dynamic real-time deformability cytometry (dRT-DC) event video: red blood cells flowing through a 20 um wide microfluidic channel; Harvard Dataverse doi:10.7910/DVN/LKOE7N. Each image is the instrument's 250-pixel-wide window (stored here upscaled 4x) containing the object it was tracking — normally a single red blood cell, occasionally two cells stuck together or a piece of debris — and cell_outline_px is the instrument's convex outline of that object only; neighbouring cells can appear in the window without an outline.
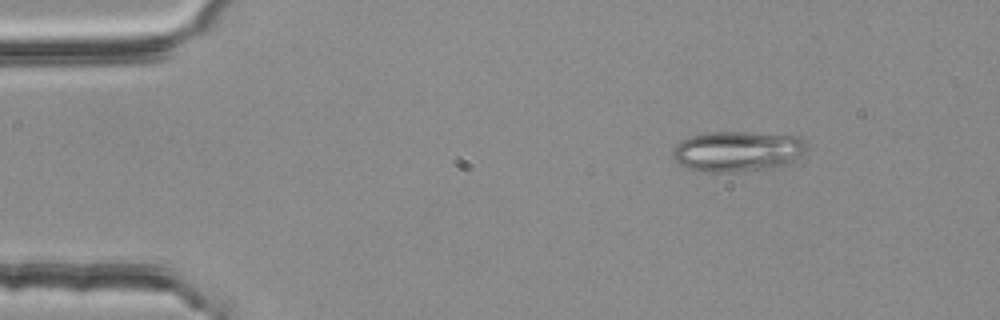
{"species": "common noctule bat (a hibernating species)", "species_latin": "Nyctalus noctula", "temperature_condition": "room temperature", "stored_images_in_passage": 3, "camera_frame_rate_fps": 3000, "um_per_image_px": 0.085, "animal": {"sex": "female", "body_mass_g": 25.1}, "frame": {"image": 1, "passage_image": 1, "time_ms": 0.0, "image_size_px": [1000, 320], "cell_outline_px": [[804, 152], [800, 156], [780, 168], [736, 172], [704, 172], [684, 168], [672, 156], [672, 148], [680, 140], [692, 136], [712, 132], [752, 132], [800, 136], [804, 140]], "centroid_in_image_um": [62.67, 12.88], "position_along_channel_um": 22.3, "area_um2": 32.02}}